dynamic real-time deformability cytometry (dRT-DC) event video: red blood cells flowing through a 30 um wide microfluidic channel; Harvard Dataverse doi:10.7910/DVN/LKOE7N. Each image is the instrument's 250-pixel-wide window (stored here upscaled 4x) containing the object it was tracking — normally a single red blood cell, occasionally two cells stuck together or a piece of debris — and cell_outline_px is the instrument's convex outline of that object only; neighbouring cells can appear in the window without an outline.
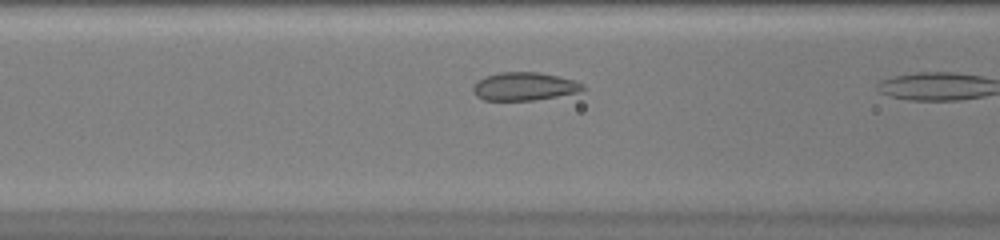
{"species": "common noctule bat (a hibernating species)", "species_latin": "Nyctalus noctula", "temperature_condition": "warm", "stored_images_in_passage": 7, "camera_frame_rate_fps": 3000, "um_per_image_px": 0.085, "animal": {"sex": "female", "body_mass_g": 20.0, "forearm_length_mm": 54.0}, "frame": {"image": 1, "passage_image": 6, "time_ms": 1.667, "image_size_px": [1000, 240], "cell_outline_px": [[588, 88], [580, 92], [536, 100], [484, 100], [476, 96], [472, 88], [484, 76], [500, 72], [536, 72], [576, 80], [584, 84]], "centroid_in_image_um": [44.62, 7.35], "position_along_channel_um": 122.0, "area_um2": 18.03}}